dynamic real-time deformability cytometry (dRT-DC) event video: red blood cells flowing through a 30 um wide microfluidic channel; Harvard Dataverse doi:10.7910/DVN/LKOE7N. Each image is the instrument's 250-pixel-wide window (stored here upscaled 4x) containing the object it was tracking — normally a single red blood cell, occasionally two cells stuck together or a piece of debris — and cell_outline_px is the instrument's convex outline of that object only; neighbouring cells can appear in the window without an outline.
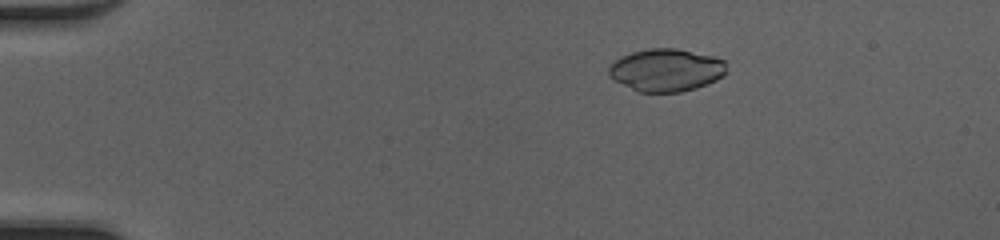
{"species": "common noctule bat (a hibernating species)", "species_latin": "Nyctalus noctula", "temperature_condition": "cold", "stored_images_in_passage": 50, "camera_frame_rate_fps": 3000, "um_per_image_px": 0.085, "animal": {"sex": "female", "body_mass_g": 20.0, "forearm_length_mm": 54.0}, "frame": {"image": 1, "passage_image": 10, "time_ms": 3.0, "image_size_px": [1000, 240], "cell_outline_px": [[728, 72], [724, 76], [716, 80], [696, 88], [680, 92], [636, 92], [608, 76], [608, 68], [616, 60], [632, 52], [648, 48], [676, 48], [712, 56], [724, 60]], "centroid_in_image_um": [56.64, 5.96], "position_along_channel_um": 28.4, "area_um2": 29.3}}
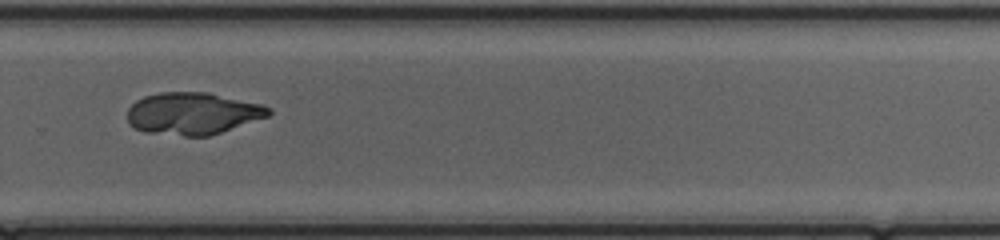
{"frame": {"image": 2, "passage_image": 36, "time_ms": 11.667, "image_size_px": [1000, 240], "cell_outline_px": [[272, 112], [268, 116], [208, 136], [184, 136], [144, 132], [128, 124], [128, 108], [136, 100], [144, 96], [160, 92], [208, 92], [264, 104], [272, 108]], "centroid_in_image_um": [16.38, 9.63], "position_along_channel_um": 313.4, "area_um2": 34.8}}
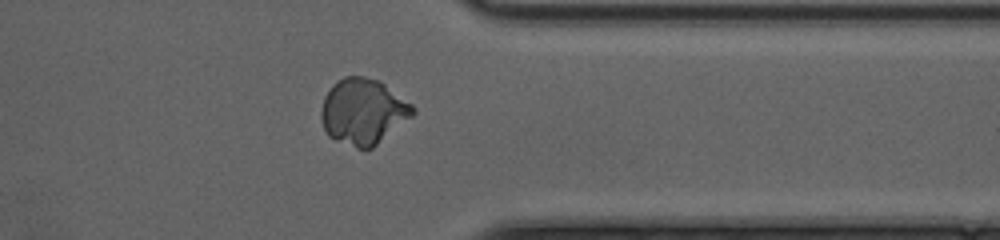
{"frame": {"image": 3, "passage_image": 41, "time_ms": 13.333, "image_size_px": [1000, 240], "cell_outline_px": [[416, 112], [412, 116], [372, 148], [364, 152], [336, 140], [328, 136], [324, 128], [320, 116], [320, 112], [324, 96], [332, 84], [344, 76], [364, 76], [380, 80], [412, 104], [416, 108]], "centroid_in_image_um": [30.85, 9.48], "position_along_channel_um": 380.5, "area_um2": 35.49}}